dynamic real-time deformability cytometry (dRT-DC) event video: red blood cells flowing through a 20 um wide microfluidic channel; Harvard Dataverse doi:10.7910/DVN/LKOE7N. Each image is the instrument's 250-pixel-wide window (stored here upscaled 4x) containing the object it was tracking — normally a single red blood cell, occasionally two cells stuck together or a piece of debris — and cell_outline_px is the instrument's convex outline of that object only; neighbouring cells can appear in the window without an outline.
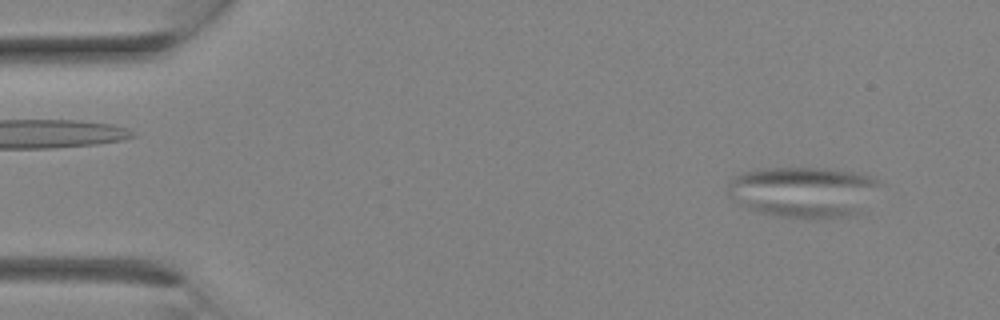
{"species": "Egyptian fruit bat (a non-hibernating species)", "species_latin": "Rousettus aegyptiacus", "temperature_condition": "room temperature", "stored_images_in_passage": 10, "camera_frame_rate_fps": 3000, "um_per_image_px": 0.085, "animal": {"sex": "female"}, "frame": {"image": 1, "passage_image": 2, "time_ms": 0.333, "image_size_px": [1000, 320], "cell_outline_px": [[884, 184], [860, 212], [856, 216], [808, 220], [776, 216], [760, 212], [748, 208], [740, 204], [728, 196], [728, 180], [732, 176], [744, 172], [760, 168], [828, 168], [852, 172], [872, 176], [880, 180]], "centroid_in_image_um": [68.33, 16.33], "position_along_channel_um": 16.7, "area_um2": 46.12}}
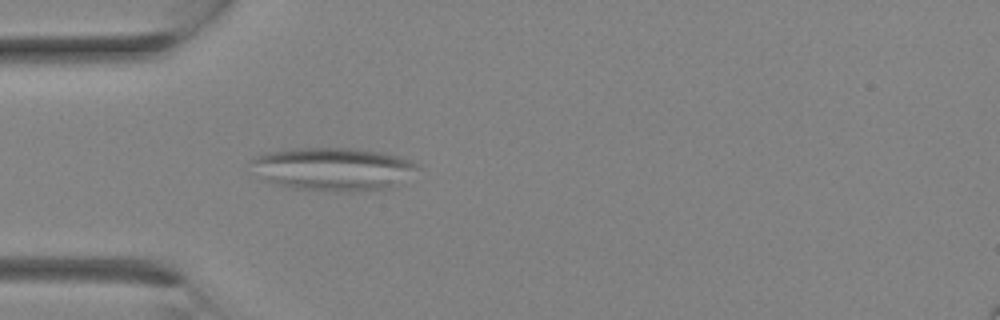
{"frame": {"image": 2, "passage_image": 8, "time_ms": 2.333, "image_size_px": [1000, 320], "cell_outline_px": [[420, 168], [392, 188], [348, 192], [336, 192], [296, 188], [264, 180], [248, 160], [264, 152], [292, 148], [356, 148], [384, 152], [400, 156], [412, 160]], "centroid_in_image_um": [28.35, 14.35], "position_along_channel_um": 56.6, "area_um2": 42.02}}